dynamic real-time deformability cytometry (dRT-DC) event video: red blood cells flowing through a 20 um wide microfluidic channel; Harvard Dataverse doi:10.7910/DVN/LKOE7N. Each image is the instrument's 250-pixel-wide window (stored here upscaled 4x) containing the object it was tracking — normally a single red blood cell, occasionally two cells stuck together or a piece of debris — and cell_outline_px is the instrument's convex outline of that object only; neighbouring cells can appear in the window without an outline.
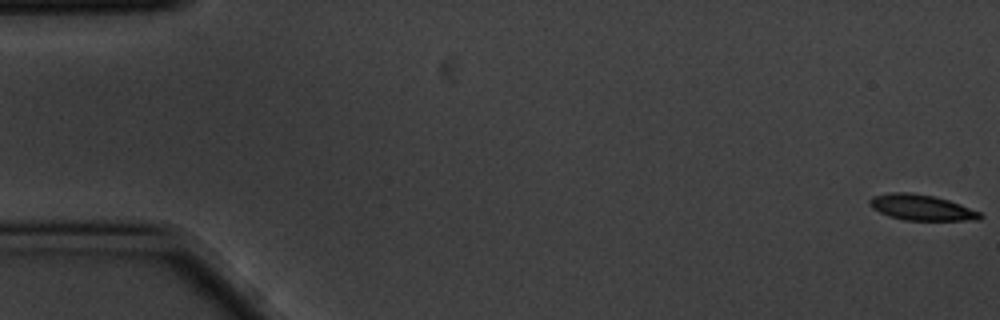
{"species": "common noctule bat (a hibernating species)", "species_latin": "Nyctalus noctula", "temperature_condition": "cold", "stored_images_in_passage": 6, "camera_frame_rate_fps": 3000, "um_per_image_px": 0.085, "animal": {"sex": "male", "body_mass_g": 20.1, "forearm_length_mm": 53.5}, "frame": {"image": 1, "passage_image": 1, "time_ms": 0.0, "image_size_px": [1000, 320], "cell_outline_px": [[984, 216], [980, 220], [904, 220], [888, 216], [872, 208], [868, 204], [868, 200], [872, 196], [888, 192], [912, 192], [936, 196], [960, 204], [980, 212]], "centroid_in_image_um": [78.3, 17.62], "position_along_channel_um": 6.7, "area_um2": 16.76}}